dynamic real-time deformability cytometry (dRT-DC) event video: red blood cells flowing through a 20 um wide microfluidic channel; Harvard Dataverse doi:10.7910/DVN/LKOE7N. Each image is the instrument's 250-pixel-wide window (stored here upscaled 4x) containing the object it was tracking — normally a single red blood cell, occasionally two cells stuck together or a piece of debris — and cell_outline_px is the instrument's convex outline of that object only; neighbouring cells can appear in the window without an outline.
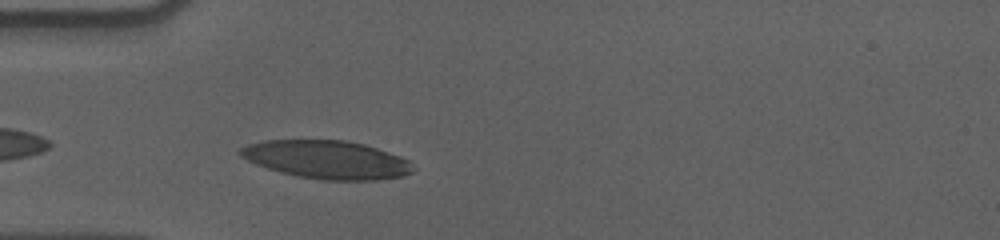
{"species": "human", "species_latin": "Homo sapiens", "temperature_condition": "cold", "stored_images_in_passage": 34, "camera_frame_rate_fps": 3000, "um_per_image_px": 0.085, "donor": {"sex": "male"}, "frame": {"image": 1, "passage_image": 2, "time_ms": 0.333, "image_size_px": [1000, 240], "cell_outline_px": [[416, 168], [412, 172], [404, 176], [376, 180], [324, 180], [296, 176], [280, 172], [256, 164], [240, 156], [240, 148], [248, 144], [264, 140], [344, 140], [364, 144], [400, 156], [408, 160]], "centroid_in_image_um": [27.8, 13.57], "position_along_channel_um": 57.2, "area_um2": 38.44}}
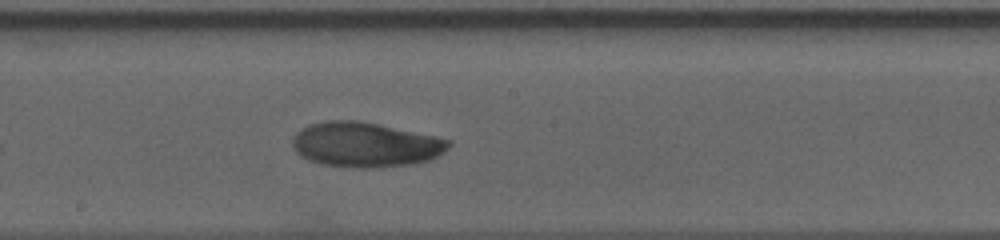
{"frame": {"image": 2, "passage_image": 16, "time_ms": 5.0, "image_size_px": [1000, 240], "cell_outline_px": [[452, 144], [444, 152], [428, 160], [412, 164], [372, 168], [352, 168], [320, 164], [308, 160], [300, 156], [296, 152], [292, 144], [292, 140], [296, 132], [300, 128], [308, 124], [328, 120], [356, 120], [380, 124], [436, 136], [452, 140]], "centroid_in_image_um": [31.03, 12.29], "position_along_channel_um": 217.2, "area_um2": 41.27}}
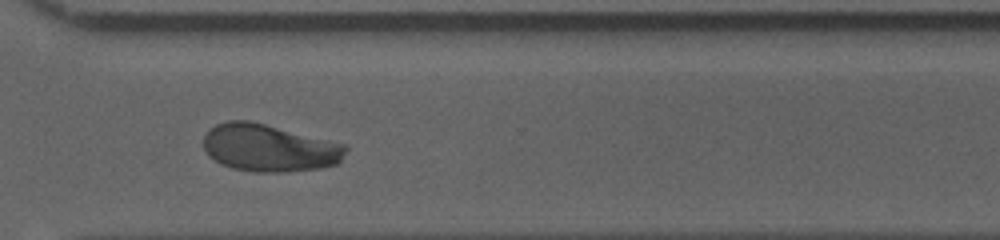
{"frame": {"image": 3, "passage_image": 27, "time_ms": 8.667, "image_size_px": [1000, 240], "cell_outline_px": [[348, 148], [340, 160], [336, 164], [320, 168], [284, 172], [252, 172], [232, 168], [220, 164], [208, 156], [204, 148], [204, 136], [216, 124], [228, 120], [248, 120], [348, 144]], "centroid_in_image_um": [22.88, 12.58], "position_along_channel_um": 347.7, "area_um2": 39.42}, "authors_computed_cell_mechanics": {"area_um2": 39.7664, "velocity_mm_per_s": 3.5584, "shape_relaxation_time_tau1_ms": 6.0814, "shape_relaxation_time_tau2_ms": 3.7488, "deformation_change_tau1": 0.1748, "deformation_change_tau2": 0.0641}}